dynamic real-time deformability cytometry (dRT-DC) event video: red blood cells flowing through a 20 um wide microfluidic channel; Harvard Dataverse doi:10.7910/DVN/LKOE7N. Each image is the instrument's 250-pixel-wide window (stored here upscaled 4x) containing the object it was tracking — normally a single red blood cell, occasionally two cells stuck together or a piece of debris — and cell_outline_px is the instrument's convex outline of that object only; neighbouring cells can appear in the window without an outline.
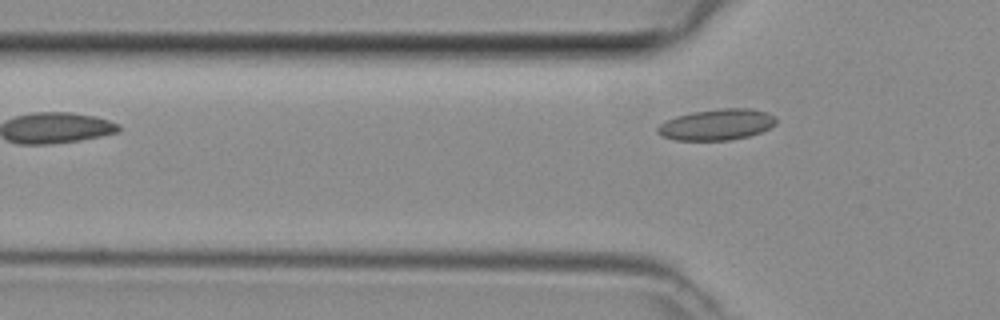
{"species": "common noctule bat (a hibernating species)", "species_latin": "Nyctalus noctula", "temperature_condition": "room temperature", "stored_images_in_passage": 5, "camera_frame_rate_fps": 3000, "um_per_image_px": 0.085, "animal": {"sex": "female", "body_mass_g": 29.2, "forearm_length_mm": 56.3}, "frame": {"image": 1, "passage_image": 5, "time_ms": 1.333, "image_size_px": [1000, 320], "cell_outline_px": [[776, 124], [760, 132], [748, 136], [728, 140], [676, 140], [660, 136], [656, 132], [656, 128], [660, 124], [676, 116], [692, 112], [720, 108], [752, 108], [776, 116]], "centroid_in_image_um": [60.91, 10.58], "position_along_channel_um": 64.9, "area_um2": 21.44}}